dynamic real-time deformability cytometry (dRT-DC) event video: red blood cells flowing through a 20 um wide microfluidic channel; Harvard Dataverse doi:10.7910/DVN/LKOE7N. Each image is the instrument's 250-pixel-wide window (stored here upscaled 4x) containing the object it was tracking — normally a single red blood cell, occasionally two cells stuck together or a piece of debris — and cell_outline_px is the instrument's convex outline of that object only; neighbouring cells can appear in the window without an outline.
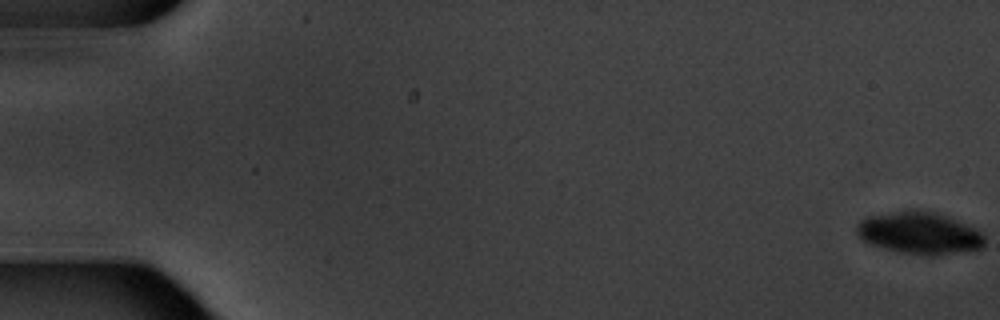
{"species": "common noctule bat (a hibernating species)", "species_latin": "Nyctalus noctula", "temperature_condition": "warm", "stored_images_in_passage": 6, "camera_frame_rate_fps": 3000, "um_per_image_px": 0.085, "animal": {"sex": "male", "body_mass_g": 20.1, "forearm_length_mm": 53.5}, "frame": {"image": 1, "passage_image": 1, "time_ms": 0.0, "image_size_px": [1000, 320], "cell_outline_px": [[984, 244], [980, 248], [936, 256], [932, 256], [900, 252], [868, 244], [860, 240], [856, 232], [856, 224], [860, 220], [868, 216], [912, 208], [936, 212], [948, 216], [976, 228], [984, 236]], "centroid_in_image_um": [78.1, 19.79], "position_along_channel_um": 6.9, "area_um2": 31.79}}